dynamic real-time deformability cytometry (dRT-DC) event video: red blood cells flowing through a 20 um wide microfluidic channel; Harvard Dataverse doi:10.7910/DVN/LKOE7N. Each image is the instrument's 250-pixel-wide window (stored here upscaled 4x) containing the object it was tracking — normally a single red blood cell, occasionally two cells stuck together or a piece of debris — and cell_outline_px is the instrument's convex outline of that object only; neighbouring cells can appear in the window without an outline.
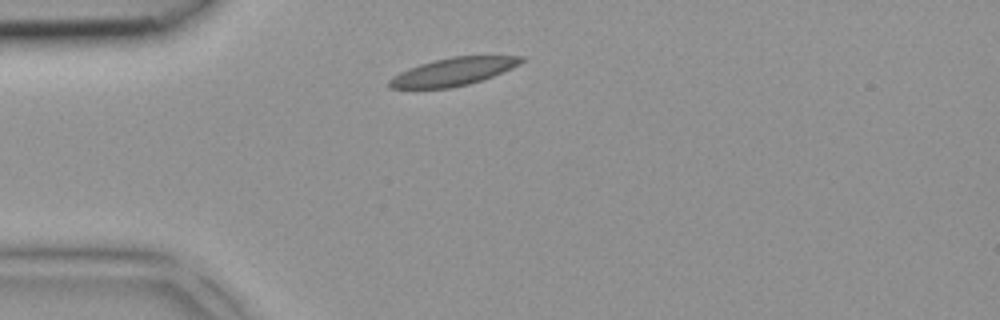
{"species": "common noctule bat (a hibernating species)", "species_latin": "Nyctalus noctula", "temperature_condition": "room temperature", "stored_images_in_passage": 2, "camera_frame_rate_fps": 3000, "um_per_image_px": 0.085, "animal": {"sex": "female", "body_mass_g": 18.4}, "frame": {"image": 1, "passage_image": 1, "time_ms": 0.0, "image_size_px": [1000, 320], "cell_outline_px": [[524, 60], [520, 64], [512, 68], [492, 76], [468, 84], [448, 88], [388, 88], [388, 80], [392, 76], [408, 68], [420, 64], [452, 56], [524, 56]], "centroid_in_image_um": [38.5, 6.09], "position_along_channel_um": 46.5, "area_um2": 21.15}}